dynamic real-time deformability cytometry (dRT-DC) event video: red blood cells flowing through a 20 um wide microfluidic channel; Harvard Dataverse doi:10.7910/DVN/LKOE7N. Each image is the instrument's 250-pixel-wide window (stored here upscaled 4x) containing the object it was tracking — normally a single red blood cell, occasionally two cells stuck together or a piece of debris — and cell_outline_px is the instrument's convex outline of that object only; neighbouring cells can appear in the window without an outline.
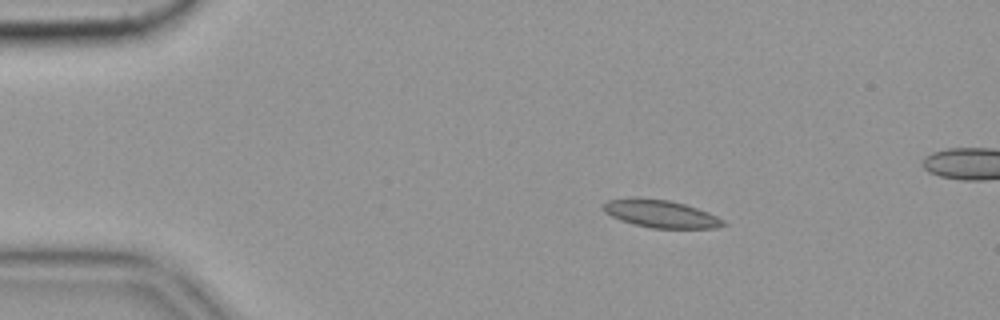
{"species": "common noctule bat (a hibernating species)", "species_latin": "Nyctalus noctula", "temperature_condition": "cold", "stored_images_in_passage": 58, "camera_frame_rate_fps": 3000, "um_per_image_px": 0.085, "animal": {"sex": "female", "body_mass_g": 19.9}, "frame": {"image": 1, "passage_image": 10, "time_ms": 3.0, "image_size_px": [1000, 320], "cell_outline_px": [[728, 224], [716, 228], [652, 228], [620, 220], [604, 212], [604, 204], [608, 200], [668, 200], [684, 204], [708, 212], [724, 220]], "centroid_in_image_um": [56.26, 18.22], "position_along_channel_um": 28.7, "area_um2": 18.44}}
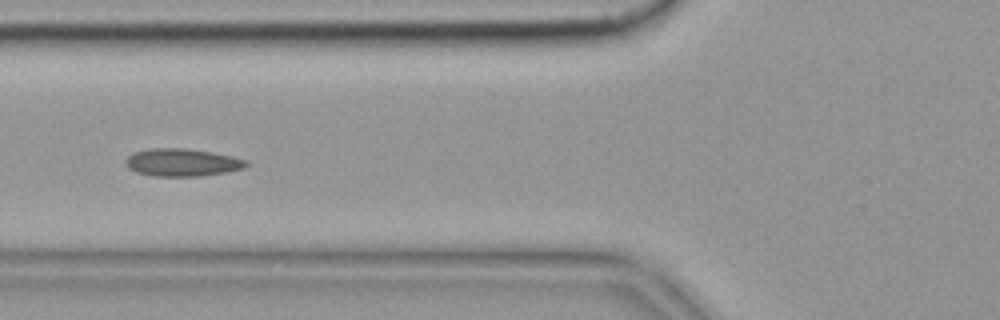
{"frame": {"image": 2, "passage_image": 22, "time_ms": 7.0, "image_size_px": [1000, 320], "cell_outline_px": [[248, 164], [244, 168], [228, 172], [200, 176], [152, 176], [136, 172], [128, 168], [124, 164], [124, 160], [132, 152], [148, 148], [184, 148], [212, 152], [232, 156], [248, 160]], "centroid_in_image_um": [15.45, 13.8], "position_along_channel_um": 110.3, "area_um2": 19.71}}
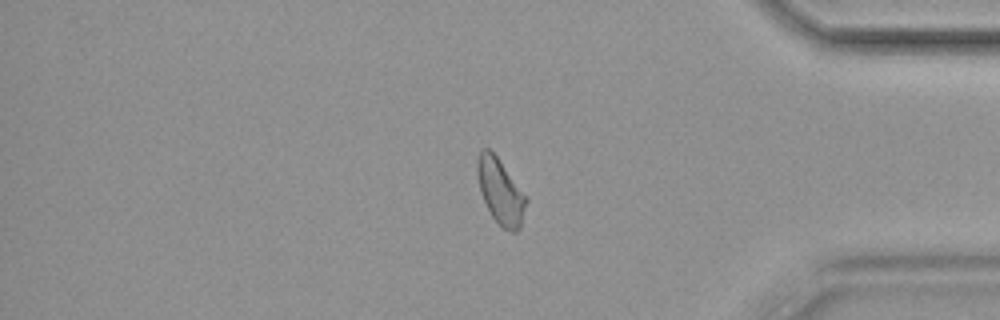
{"frame": {"image": 3, "passage_image": 48, "time_ms": 15.667, "image_size_px": [1000, 320], "cell_outline_px": [[528, 200], [520, 228], [516, 232], [512, 232], [504, 228], [492, 216], [480, 192], [476, 172], [476, 160], [480, 152], [484, 148], [488, 148], [496, 156], [528, 196]], "centroid_in_image_um": [42.55, 16.26], "position_along_channel_um": 392.6, "area_um2": 18.61}}